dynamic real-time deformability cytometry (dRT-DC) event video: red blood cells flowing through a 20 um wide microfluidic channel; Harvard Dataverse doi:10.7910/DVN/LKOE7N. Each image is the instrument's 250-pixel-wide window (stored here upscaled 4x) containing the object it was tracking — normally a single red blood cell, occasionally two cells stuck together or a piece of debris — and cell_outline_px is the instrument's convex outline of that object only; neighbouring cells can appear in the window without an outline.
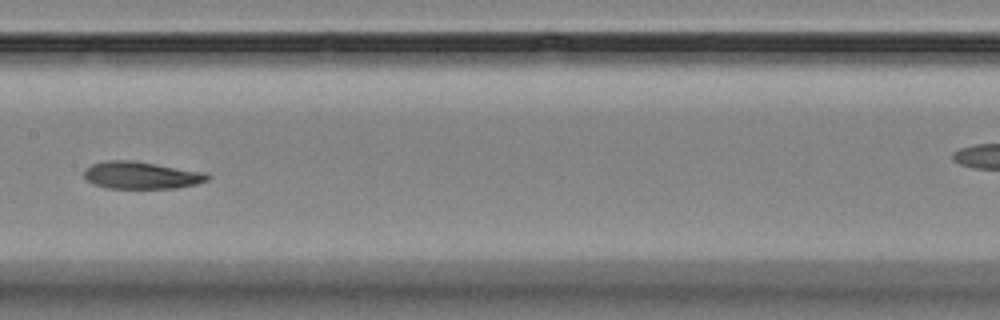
{"species": "Egyptian fruit bat (a non-hibernating species)", "species_latin": "Rousettus aegyptiacus", "temperature_condition": "room temperature", "stored_images_in_passage": 8, "camera_frame_rate_fps": 3000, "um_per_image_px": 0.085, "animal": {"sex": "female"}, "frame": {"image": 1, "passage_image": 8, "time_ms": 8.0, "image_size_px": [1000, 320], "cell_outline_px": [[212, 176], [208, 180], [196, 184], [176, 188], [104, 188], [92, 184], [84, 180], [84, 168], [92, 164], [108, 160], [132, 160], [208, 172]], "centroid_in_image_um": [12.01, 14.89], "position_along_channel_um": 195.4, "area_um2": 20.0}}